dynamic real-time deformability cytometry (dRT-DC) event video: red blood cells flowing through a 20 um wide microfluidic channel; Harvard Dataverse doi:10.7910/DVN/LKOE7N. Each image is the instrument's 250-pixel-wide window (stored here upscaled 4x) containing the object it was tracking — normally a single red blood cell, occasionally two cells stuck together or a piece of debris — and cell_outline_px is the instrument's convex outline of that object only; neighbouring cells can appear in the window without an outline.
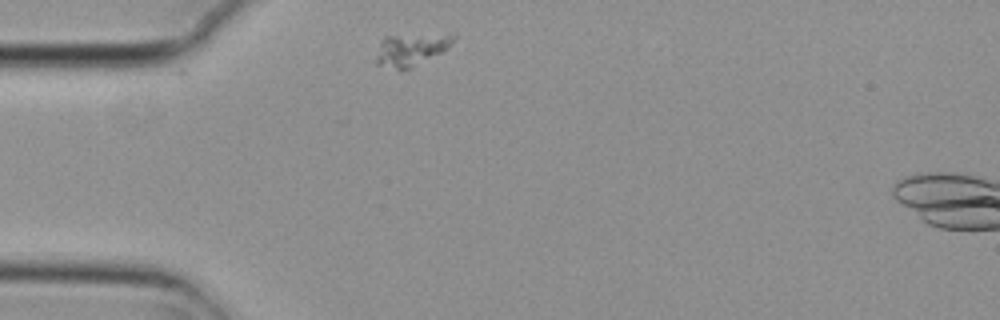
{"species": "common noctule bat (a hibernating species)", "species_latin": "Nyctalus noctula", "temperature_condition": "cold", "stored_images_in_passage": 8, "camera_frame_rate_fps": 3000, "um_per_image_px": 0.085, "animal": {"sex": "female", "body_mass_g": 29.2, "forearm_length_mm": 56.3}, "frame": {"image": 1, "passage_image": 1, "time_ms": 0.0, "image_size_px": [1000, 320], "cell_outline_px": [[456, 36], [452, 44], [448, 48], [412, 68], [404, 72], [376, 64], [376, 56], [380, 40], [384, 36], [456, 32]], "centroid_in_image_um": [34.97, 4.19], "position_along_channel_um": 50.0, "area_um2": 15.2}}
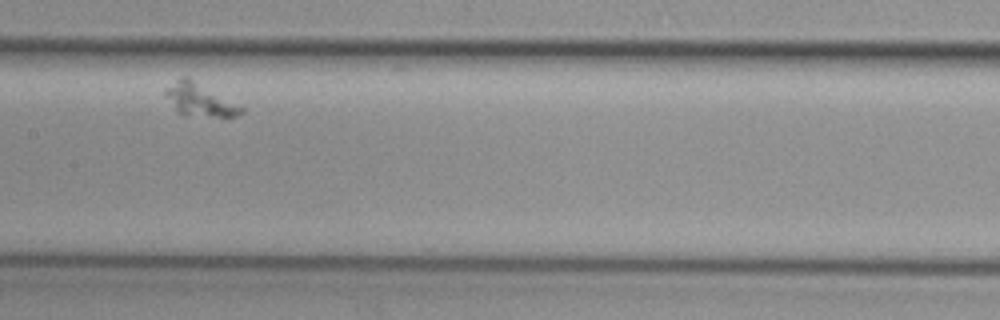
{"frame": {"image": 2, "passage_image": 5, "time_ms": 1.333, "image_size_px": [1000, 320], "cell_outline_px": [[244, 112], [236, 116], [212, 116], [176, 112], [164, 96], [164, 88], [180, 76], [188, 76], [244, 108]], "centroid_in_image_um": [16.9, 8.43], "position_along_channel_um": 190.5, "area_um2": 14.28}}
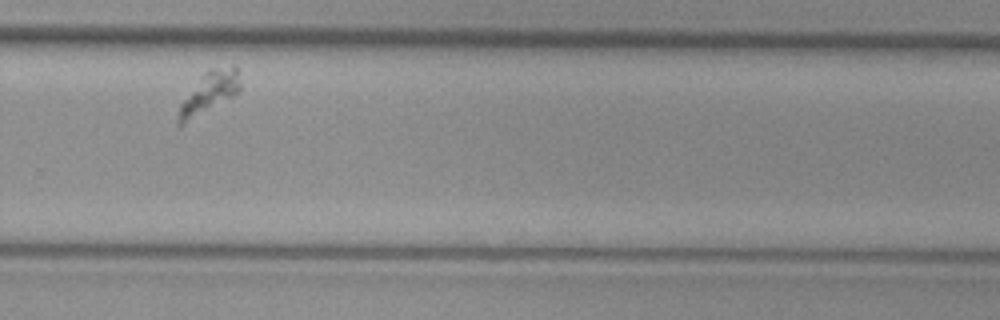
{"frame": {"image": 3, "passage_image": 8, "time_ms": 2.333, "image_size_px": [1000, 320], "cell_outline_px": [[240, 92], [180, 128], [176, 124], [176, 120], [180, 104], [200, 76], [208, 68], [236, 64], [240, 84]], "centroid_in_image_um": [17.76, 7.9], "position_along_channel_um": 312.0, "area_um2": 15.43}}